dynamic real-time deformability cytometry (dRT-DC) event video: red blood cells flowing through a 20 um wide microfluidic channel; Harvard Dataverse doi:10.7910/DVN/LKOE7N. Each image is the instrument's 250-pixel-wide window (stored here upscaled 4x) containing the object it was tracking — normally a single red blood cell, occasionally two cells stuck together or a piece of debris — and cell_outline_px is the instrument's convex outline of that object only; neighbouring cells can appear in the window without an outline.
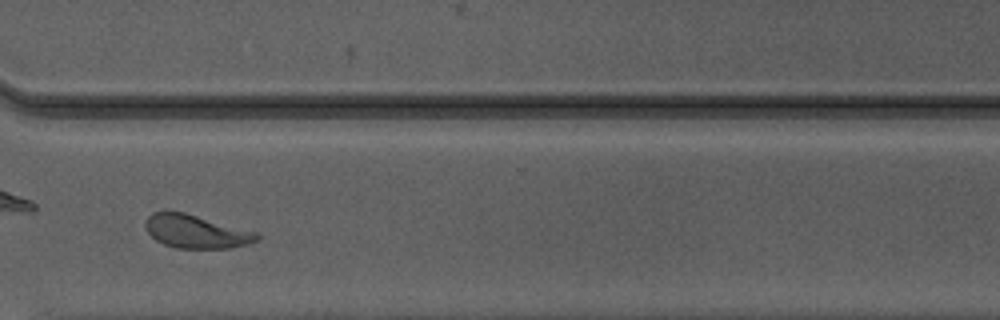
{"species": "Egyptian fruit bat (a non-hibernating species)", "species_latin": "Rousettus aegyptiacus", "temperature_condition": "warm", "stored_images_in_passage": 37, "camera_frame_rate_fps": 3000, "um_per_image_px": 0.085, "animal": {"sex": "male"}, "frame": {"image": 1, "passage_image": 27, "time_ms": 8.667, "image_size_px": [1000, 320], "cell_outline_px": [[260, 236], [256, 240], [248, 244], [228, 248], [176, 248], [164, 244], [156, 240], [144, 228], [144, 220], [152, 212], [164, 208], [184, 212], [256, 232]], "centroid_in_image_um": [16.57, 19.64], "position_along_channel_um": 354.0, "area_um2": 21.91}, "authors_computed_cell_mechanics": {"area_um2": 21.6172, "velocity_mm_per_s": 4.1729, "shape_relaxation_time_tau1_ms": 2.77, "shape_relaxation_time_tau2_ms": 1.1954, "deformation_change_tau1": 0.1482, "deformation_change_tau2": 0.0574}}